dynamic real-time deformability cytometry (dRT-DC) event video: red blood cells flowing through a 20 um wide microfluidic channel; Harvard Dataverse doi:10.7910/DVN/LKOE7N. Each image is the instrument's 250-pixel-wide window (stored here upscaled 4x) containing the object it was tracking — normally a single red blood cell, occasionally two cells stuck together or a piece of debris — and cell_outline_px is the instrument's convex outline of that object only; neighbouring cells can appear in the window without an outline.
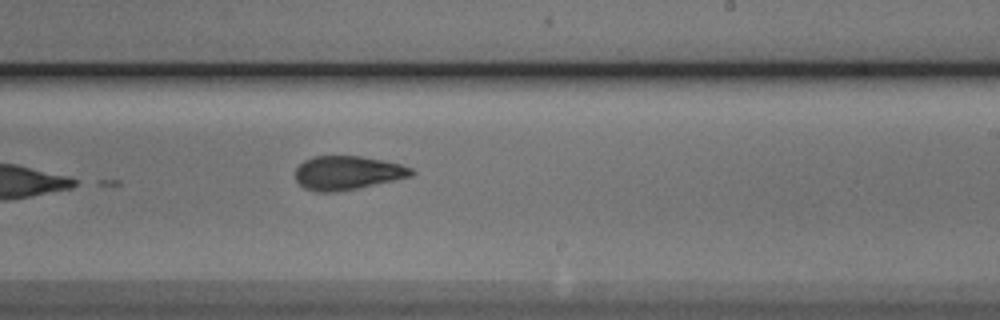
{"species": "Egyptian fruit bat (a non-hibernating species)", "species_latin": "Rousettus aegyptiacus", "temperature_condition": "cold", "stored_images_in_passage": 10, "camera_frame_rate_fps": 3000, "um_per_image_px": 0.085, "animal": {"sex": "male"}, "frame": {"image": 1, "passage_image": 10, "time_ms": 11.333, "image_size_px": [1000, 320], "cell_outline_px": [[416, 172], [412, 176], [356, 188], [336, 192], [316, 192], [304, 188], [296, 180], [296, 168], [304, 160], [312, 156], [360, 156], [400, 164], [412, 168]], "centroid_in_image_um": [29.51, 14.69], "position_along_channel_um": 259.5, "area_um2": 22.72}}